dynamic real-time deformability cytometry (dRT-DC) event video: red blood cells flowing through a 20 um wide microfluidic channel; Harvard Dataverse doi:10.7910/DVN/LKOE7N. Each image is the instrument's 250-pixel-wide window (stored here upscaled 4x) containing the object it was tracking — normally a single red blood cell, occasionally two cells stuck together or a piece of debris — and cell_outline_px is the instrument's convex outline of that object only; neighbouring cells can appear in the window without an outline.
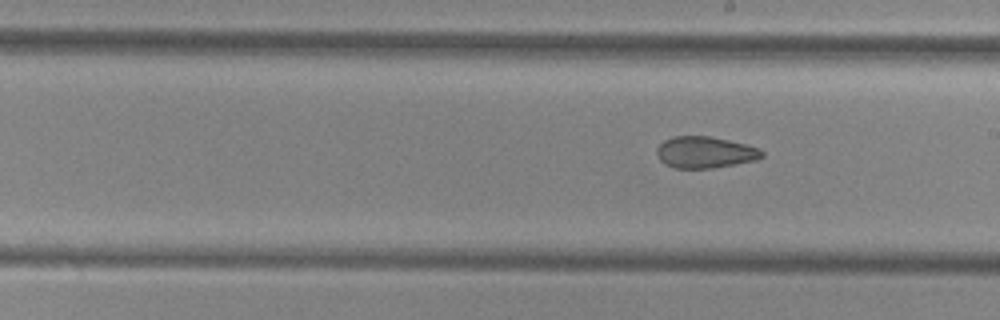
{"species": "common noctule bat (a hibernating species)", "species_latin": "Nyctalus noctula", "temperature_condition": "cold", "stored_images_in_passage": 9, "segment_of_instrument_passage": [2, 2], "camera_frame_rate_fps": 3000, "um_per_image_px": 0.085, "animal": {"sex": "female", "body_mass_g": 29.2, "forearm_length_mm": 56.3}, "frame": {"image": 1, "passage_image": 9, "time_ms": 10.0, "image_size_px": [1000, 320], "cell_outline_px": [[764, 156], [756, 160], [736, 164], [712, 168], [676, 168], [664, 164], [660, 160], [656, 152], [656, 148], [664, 140], [672, 136], [712, 136], [748, 144], [760, 148], [764, 152]], "centroid_in_image_um": [59.95, 12.93], "position_along_channel_um": 229.0, "area_um2": 19.59}}